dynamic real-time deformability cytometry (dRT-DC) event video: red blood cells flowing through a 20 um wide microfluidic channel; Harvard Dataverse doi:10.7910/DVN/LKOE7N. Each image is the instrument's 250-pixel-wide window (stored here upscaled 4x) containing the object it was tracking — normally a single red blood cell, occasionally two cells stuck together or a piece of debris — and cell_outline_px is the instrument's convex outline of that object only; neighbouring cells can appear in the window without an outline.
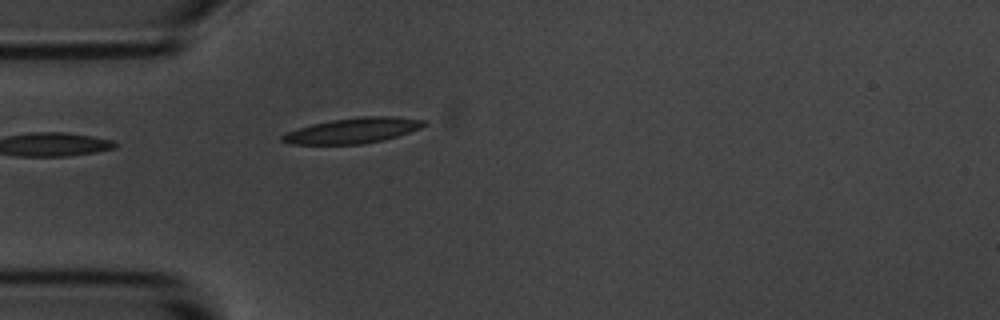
{"species": "common noctule bat (a hibernating species)", "species_latin": "Nyctalus noctula", "temperature_condition": "room temperature", "stored_images_in_passage": 1, "camera_frame_rate_fps": 3000, "um_per_image_px": 0.085, "animal": {"sex": "male", "body_mass_g": 20.1, "forearm_length_mm": 53.5}, "frame": {"image": 1, "passage_image": 1, "time_ms": 0.0, "image_size_px": [1000, 320], "cell_outline_px": [[428, 124], [420, 128], [384, 140], [364, 144], [292, 144], [280, 140], [280, 136], [288, 132], [312, 124], [332, 120], [360, 116], [392, 116], [428, 120]], "centroid_in_image_um": [30.04, 11.09], "position_along_channel_um": 55.0, "area_um2": 20.92}}